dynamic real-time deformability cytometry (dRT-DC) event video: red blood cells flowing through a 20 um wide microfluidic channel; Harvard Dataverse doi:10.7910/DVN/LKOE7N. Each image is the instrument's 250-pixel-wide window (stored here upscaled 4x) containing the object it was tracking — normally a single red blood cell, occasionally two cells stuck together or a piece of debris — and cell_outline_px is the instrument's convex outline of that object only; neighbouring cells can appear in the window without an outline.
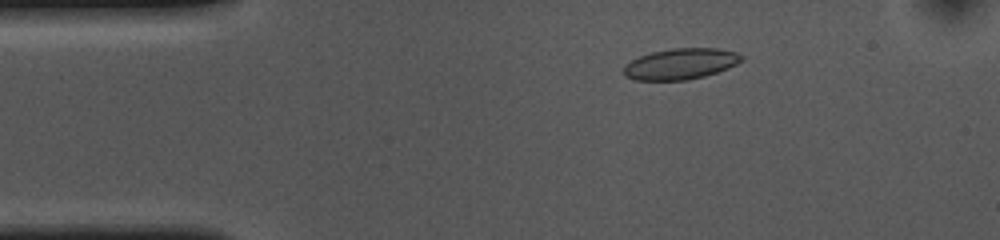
{"species": "common noctule bat (a hibernating species)", "species_latin": "Nyctalus noctula", "temperature_condition": "cold", "stored_images_in_passage": 20, "camera_frame_rate_fps": 3000, "um_per_image_px": 0.085, "animal": {"sex": "female", "body_mass_g": 10.0, "forearm_length_mm": 53.1}, "frame": {"image": 1, "passage_image": 1, "time_ms": 0.0, "image_size_px": [1000, 240], "cell_outline_px": [[744, 60], [728, 68], [704, 76], [688, 80], [636, 80], [624, 76], [624, 64], [640, 56], [652, 52], [672, 48], [716, 48], [736, 52], [744, 56]], "centroid_in_image_um": [57.86, 5.43], "position_along_channel_um": 27.1, "area_um2": 21.27}}
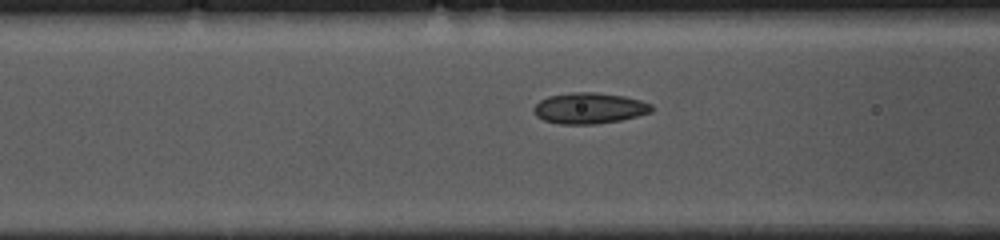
{"frame": {"image": 2, "passage_image": 12, "time_ms": 3.667, "image_size_px": [1000, 240], "cell_outline_px": [[652, 112], [620, 120], [596, 124], [560, 124], [544, 120], [536, 116], [532, 108], [540, 100], [548, 96], [572, 92], [596, 92], [624, 96], [640, 100], [652, 104]], "centroid_in_image_um": [50.08, 9.19], "position_along_channel_um": 116.5, "area_um2": 21.27}}
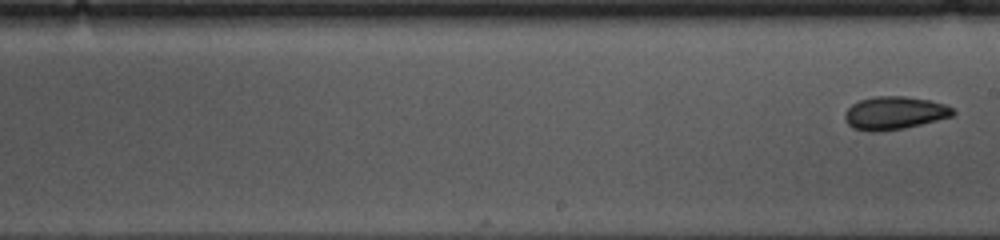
{"frame": {"image": 3, "passage_image": 20, "time_ms": 6.333, "image_size_px": [1000, 240], "cell_outline_px": [[956, 112], [952, 116], [904, 128], [876, 132], [868, 132], [852, 128], [844, 120], [844, 112], [852, 104], [860, 100], [872, 96], [904, 96], [928, 100], [944, 104], [952, 108]], "centroid_in_image_um": [75.97, 9.61], "position_along_channel_um": 213.0, "area_um2": 20.81}}